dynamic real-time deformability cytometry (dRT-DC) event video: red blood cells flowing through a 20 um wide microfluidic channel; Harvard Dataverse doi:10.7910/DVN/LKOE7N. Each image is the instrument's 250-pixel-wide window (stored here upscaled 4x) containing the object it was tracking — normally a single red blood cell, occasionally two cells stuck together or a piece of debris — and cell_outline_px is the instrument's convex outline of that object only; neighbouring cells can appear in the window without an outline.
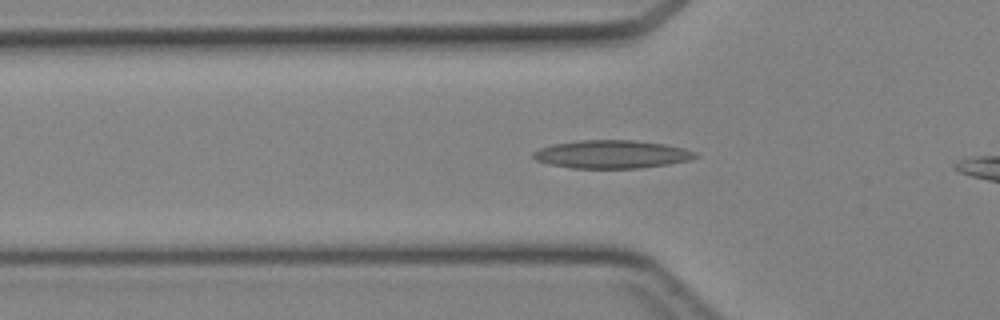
{"species": "Egyptian fruit bat (a non-hibernating species)", "species_latin": "Rousettus aegyptiacus", "temperature_condition": "cold", "stored_images_in_passage": 33, "camera_frame_rate_fps": 3000, "um_per_image_px": 0.085, "animal": {"sex": "female"}, "frame": {"image": 1, "passage_image": 7, "time_ms": 2.0, "image_size_px": [1000, 320], "cell_outline_px": [[700, 156], [688, 160], [668, 164], [640, 168], [572, 168], [548, 164], [536, 160], [532, 156], [532, 152], [540, 148], [552, 144], [580, 140], [636, 140], [664, 144], [684, 148], [696, 152]], "centroid_in_image_um": [51.99, 13.11], "position_along_channel_um": 73.8, "area_um2": 26.65}}
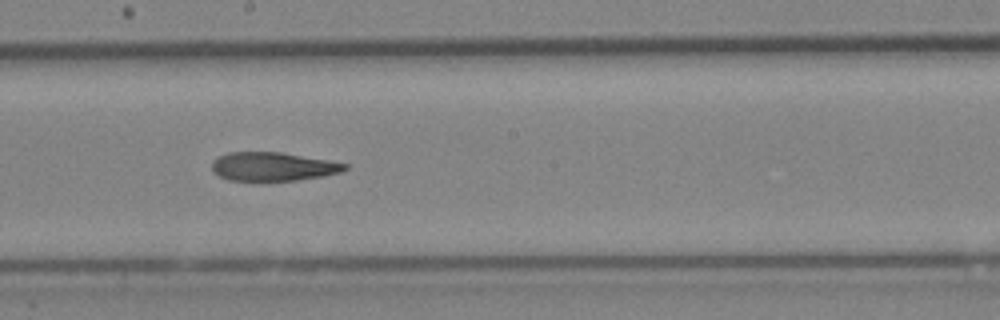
{"frame": {"image": 2, "passage_image": 17, "time_ms": 5.333, "image_size_px": [1000, 320], "cell_outline_px": [[348, 168], [340, 172], [320, 176], [296, 180], [228, 180], [212, 172], [212, 160], [216, 156], [228, 152], [280, 152], [328, 160], [348, 164]], "centroid_in_image_um": [23.14, 14.14], "position_along_channel_um": 225.1, "area_um2": 22.08}}
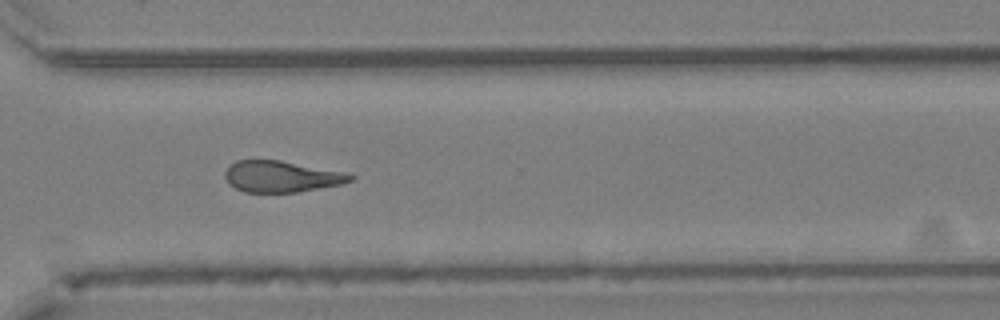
{"frame": {"image": 3, "passage_image": 25, "time_ms": 8.0, "image_size_px": [1000, 320], "cell_outline_px": [[356, 176], [352, 180], [340, 184], [296, 192], [244, 192], [228, 184], [224, 176], [224, 172], [236, 160], [280, 160], [340, 172]], "centroid_in_image_um": [23.85, 15.01], "position_along_channel_um": 346.8, "area_um2": 22.43}}